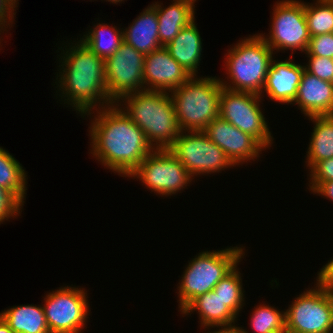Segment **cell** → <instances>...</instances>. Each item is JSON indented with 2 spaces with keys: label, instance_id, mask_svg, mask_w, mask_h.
I'll list each match as a JSON object with an SVG mask.
<instances>
[{
  "label": "cell",
  "instance_id": "18",
  "mask_svg": "<svg viewBox=\"0 0 333 333\" xmlns=\"http://www.w3.org/2000/svg\"><path fill=\"white\" fill-rule=\"evenodd\" d=\"M167 8L153 3L158 17V35L161 46L170 43L190 22L195 19L194 0H173Z\"/></svg>",
  "mask_w": 333,
  "mask_h": 333
},
{
  "label": "cell",
  "instance_id": "8",
  "mask_svg": "<svg viewBox=\"0 0 333 333\" xmlns=\"http://www.w3.org/2000/svg\"><path fill=\"white\" fill-rule=\"evenodd\" d=\"M299 295L285 310L286 328L291 333L333 331V293L316 284Z\"/></svg>",
  "mask_w": 333,
  "mask_h": 333
},
{
  "label": "cell",
  "instance_id": "1",
  "mask_svg": "<svg viewBox=\"0 0 333 333\" xmlns=\"http://www.w3.org/2000/svg\"><path fill=\"white\" fill-rule=\"evenodd\" d=\"M96 111L89 127L90 153L104 167L128 177L154 149L117 103Z\"/></svg>",
  "mask_w": 333,
  "mask_h": 333
},
{
  "label": "cell",
  "instance_id": "9",
  "mask_svg": "<svg viewBox=\"0 0 333 333\" xmlns=\"http://www.w3.org/2000/svg\"><path fill=\"white\" fill-rule=\"evenodd\" d=\"M180 131L179 137L168 148L192 177L216 173L234 167L224 151L203 131ZM185 134V135H184Z\"/></svg>",
  "mask_w": 333,
  "mask_h": 333
},
{
  "label": "cell",
  "instance_id": "41",
  "mask_svg": "<svg viewBox=\"0 0 333 333\" xmlns=\"http://www.w3.org/2000/svg\"><path fill=\"white\" fill-rule=\"evenodd\" d=\"M5 28H6V27L0 22V32L3 31V33H4V31L6 30ZM0 35H1V33H0ZM0 42H1V40H0ZM0 44H1V43H0Z\"/></svg>",
  "mask_w": 333,
  "mask_h": 333
},
{
  "label": "cell",
  "instance_id": "31",
  "mask_svg": "<svg viewBox=\"0 0 333 333\" xmlns=\"http://www.w3.org/2000/svg\"><path fill=\"white\" fill-rule=\"evenodd\" d=\"M23 205L10 191L0 186V224L20 215Z\"/></svg>",
  "mask_w": 333,
  "mask_h": 333
},
{
  "label": "cell",
  "instance_id": "3",
  "mask_svg": "<svg viewBox=\"0 0 333 333\" xmlns=\"http://www.w3.org/2000/svg\"><path fill=\"white\" fill-rule=\"evenodd\" d=\"M120 100L125 101L126 104L123 105L126 107L122 108L123 105L119 102L117 105L142 129L153 149H168L179 137L181 130L168 92L143 90L126 95Z\"/></svg>",
  "mask_w": 333,
  "mask_h": 333
},
{
  "label": "cell",
  "instance_id": "37",
  "mask_svg": "<svg viewBox=\"0 0 333 333\" xmlns=\"http://www.w3.org/2000/svg\"><path fill=\"white\" fill-rule=\"evenodd\" d=\"M227 333H248L242 327H227Z\"/></svg>",
  "mask_w": 333,
  "mask_h": 333
},
{
  "label": "cell",
  "instance_id": "35",
  "mask_svg": "<svg viewBox=\"0 0 333 333\" xmlns=\"http://www.w3.org/2000/svg\"><path fill=\"white\" fill-rule=\"evenodd\" d=\"M314 194L322 195L333 201V180L321 182L313 191Z\"/></svg>",
  "mask_w": 333,
  "mask_h": 333
},
{
  "label": "cell",
  "instance_id": "11",
  "mask_svg": "<svg viewBox=\"0 0 333 333\" xmlns=\"http://www.w3.org/2000/svg\"><path fill=\"white\" fill-rule=\"evenodd\" d=\"M273 7L269 35L261 33L268 46L277 52L286 49L306 52L311 36L305 17L304 2L281 0Z\"/></svg>",
  "mask_w": 333,
  "mask_h": 333
},
{
  "label": "cell",
  "instance_id": "4",
  "mask_svg": "<svg viewBox=\"0 0 333 333\" xmlns=\"http://www.w3.org/2000/svg\"><path fill=\"white\" fill-rule=\"evenodd\" d=\"M272 54L273 50L260 34L242 39L226 54V74L233 86L220 79L222 87L262 96Z\"/></svg>",
  "mask_w": 333,
  "mask_h": 333
},
{
  "label": "cell",
  "instance_id": "19",
  "mask_svg": "<svg viewBox=\"0 0 333 333\" xmlns=\"http://www.w3.org/2000/svg\"><path fill=\"white\" fill-rule=\"evenodd\" d=\"M194 311H198L201 327L207 329L211 327H237L234 323L237 316L224 305L223 300L213 290L193 299L181 313L184 315L190 313L191 315V312Z\"/></svg>",
  "mask_w": 333,
  "mask_h": 333
},
{
  "label": "cell",
  "instance_id": "17",
  "mask_svg": "<svg viewBox=\"0 0 333 333\" xmlns=\"http://www.w3.org/2000/svg\"><path fill=\"white\" fill-rule=\"evenodd\" d=\"M293 103L308 117L333 115V83L304 70Z\"/></svg>",
  "mask_w": 333,
  "mask_h": 333
},
{
  "label": "cell",
  "instance_id": "16",
  "mask_svg": "<svg viewBox=\"0 0 333 333\" xmlns=\"http://www.w3.org/2000/svg\"><path fill=\"white\" fill-rule=\"evenodd\" d=\"M289 60L275 61L272 59L263 87L271 100L293 104L305 67ZM292 61V62H291Z\"/></svg>",
  "mask_w": 333,
  "mask_h": 333
},
{
  "label": "cell",
  "instance_id": "32",
  "mask_svg": "<svg viewBox=\"0 0 333 333\" xmlns=\"http://www.w3.org/2000/svg\"><path fill=\"white\" fill-rule=\"evenodd\" d=\"M310 191L312 192L321 182L333 180V158L318 162L310 171Z\"/></svg>",
  "mask_w": 333,
  "mask_h": 333
},
{
  "label": "cell",
  "instance_id": "42",
  "mask_svg": "<svg viewBox=\"0 0 333 333\" xmlns=\"http://www.w3.org/2000/svg\"><path fill=\"white\" fill-rule=\"evenodd\" d=\"M106 1H110V3L112 2V3H116V4H118V2L120 3V2H122V1H124V0H106Z\"/></svg>",
  "mask_w": 333,
  "mask_h": 333
},
{
  "label": "cell",
  "instance_id": "2",
  "mask_svg": "<svg viewBox=\"0 0 333 333\" xmlns=\"http://www.w3.org/2000/svg\"><path fill=\"white\" fill-rule=\"evenodd\" d=\"M70 47L68 50L65 48L66 53L62 50L64 55L60 56L62 63L59 67L62 66L60 71L63 70L56 78L58 81L60 77L56 85L60 87L59 91L62 89L64 104L74 107L81 116L92 115L91 109H97V106L100 109L114 104L107 93L105 60L81 40Z\"/></svg>",
  "mask_w": 333,
  "mask_h": 333
},
{
  "label": "cell",
  "instance_id": "33",
  "mask_svg": "<svg viewBox=\"0 0 333 333\" xmlns=\"http://www.w3.org/2000/svg\"><path fill=\"white\" fill-rule=\"evenodd\" d=\"M316 281L319 287L333 293V259L321 268Z\"/></svg>",
  "mask_w": 333,
  "mask_h": 333
},
{
  "label": "cell",
  "instance_id": "6",
  "mask_svg": "<svg viewBox=\"0 0 333 333\" xmlns=\"http://www.w3.org/2000/svg\"><path fill=\"white\" fill-rule=\"evenodd\" d=\"M243 250L236 246L213 252L203 251L190 260L178 286L180 311L199 295L212 291L215 285L239 264Z\"/></svg>",
  "mask_w": 333,
  "mask_h": 333
},
{
  "label": "cell",
  "instance_id": "14",
  "mask_svg": "<svg viewBox=\"0 0 333 333\" xmlns=\"http://www.w3.org/2000/svg\"><path fill=\"white\" fill-rule=\"evenodd\" d=\"M236 166L254 160L265 148L250 134L242 132L222 117L214 118L203 130Z\"/></svg>",
  "mask_w": 333,
  "mask_h": 333
},
{
  "label": "cell",
  "instance_id": "30",
  "mask_svg": "<svg viewBox=\"0 0 333 333\" xmlns=\"http://www.w3.org/2000/svg\"><path fill=\"white\" fill-rule=\"evenodd\" d=\"M308 65L305 70L323 81L333 83V59L319 56H307Z\"/></svg>",
  "mask_w": 333,
  "mask_h": 333
},
{
  "label": "cell",
  "instance_id": "20",
  "mask_svg": "<svg viewBox=\"0 0 333 333\" xmlns=\"http://www.w3.org/2000/svg\"><path fill=\"white\" fill-rule=\"evenodd\" d=\"M125 30L123 39L144 55L161 48L158 35V17L156 9L150 5Z\"/></svg>",
  "mask_w": 333,
  "mask_h": 333
},
{
  "label": "cell",
  "instance_id": "39",
  "mask_svg": "<svg viewBox=\"0 0 333 333\" xmlns=\"http://www.w3.org/2000/svg\"><path fill=\"white\" fill-rule=\"evenodd\" d=\"M14 9H16V7H18V0H6Z\"/></svg>",
  "mask_w": 333,
  "mask_h": 333
},
{
  "label": "cell",
  "instance_id": "23",
  "mask_svg": "<svg viewBox=\"0 0 333 333\" xmlns=\"http://www.w3.org/2000/svg\"><path fill=\"white\" fill-rule=\"evenodd\" d=\"M1 313L14 333H50L41 305H18Z\"/></svg>",
  "mask_w": 333,
  "mask_h": 333
},
{
  "label": "cell",
  "instance_id": "5",
  "mask_svg": "<svg viewBox=\"0 0 333 333\" xmlns=\"http://www.w3.org/2000/svg\"><path fill=\"white\" fill-rule=\"evenodd\" d=\"M222 85L215 77L191 76L170 93L181 131H203L219 116Z\"/></svg>",
  "mask_w": 333,
  "mask_h": 333
},
{
  "label": "cell",
  "instance_id": "7",
  "mask_svg": "<svg viewBox=\"0 0 333 333\" xmlns=\"http://www.w3.org/2000/svg\"><path fill=\"white\" fill-rule=\"evenodd\" d=\"M262 97L256 93L232 91L222 87L219 116L242 132L254 137L266 150L273 136L259 107Z\"/></svg>",
  "mask_w": 333,
  "mask_h": 333
},
{
  "label": "cell",
  "instance_id": "10",
  "mask_svg": "<svg viewBox=\"0 0 333 333\" xmlns=\"http://www.w3.org/2000/svg\"><path fill=\"white\" fill-rule=\"evenodd\" d=\"M128 177H137L149 190L167 197L183 190L193 180L168 149H154Z\"/></svg>",
  "mask_w": 333,
  "mask_h": 333
},
{
  "label": "cell",
  "instance_id": "29",
  "mask_svg": "<svg viewBox=\"0 0 333 333\" xmlns=\"http://www.w3.org/2000/svg\"><path fill=\"white\" fill-rule=\"evenodd\" d=\"M305 54L333 59V33L311 37Z\"/></svg>",
  "mask_w": 333,
  "mask_h": 333
},
{
  "label": "cell",
  "instance_id": "24",
  "mask_svg": "<svg viewBox=\"0 0 333 333\" xmlns=\"http://www.w3.org/2000/svg\"><path fill=\"white\" fill-rule=\"evenodd\" d=\"M88 34L80 39L93 53L106 60L111 57L124 42L123 31L105 23L94 25ZM119 29V30H118ZM108 33V35H106ZM109 37V38H108Z\"/></svg>",
  "mask_w": 333,
  "mask_h": 333
},
{
  "label": "cell",
  "instance_id": "21",
  "mask_svg": "<svg viewBox=\"0 0 333 333\" xmlns=\"http://www.w3.org/2000/svg\"><path fill=\"white\" fill-rule=\"evenodd\" d=\"M194 21L195 19L186 27H183L165 48L186 72L196 77L202 57V41Z\"/></svg>",
  "mask_w": 333,
  "mask_h": 333
},
{
  "label": "cell",
  "instance_id": "13",
  "mask_svg": "<svg viewBox=\"0 0 333 333\" xmlns=\"http://www.w3.org/2000/svg\"><path fill=\"white\" fill-rule=\"evenodd\" d=\"M145 55L123 42L120 48L105 60L107 93L113 103L126 95L143 91Z\"/></svg>",
  "mask_w": 333,
  "mask_h": 333
},
{
  "label": "cell",
  "instance_id": "34",
  "mask_svg": "<svg viewBox=\"0 0 333 333\" xmlns=\"http://www.w3.org/2000/svg\"><path fill=\"white\" fill-rule=\"evenodd\" d=\"M14 10L15 9L6 0H0V22L6 28H8V25L10 26L11 24H13L12 23L13 18H14V15H16Z\"/></svg>",
  "mask_w": 333,
  "mask_h": 333
},
{
  "label": "cell",
  "instance_id": "12",
  "mask_svg": "<svg viewBox=\"0 0 333 333\" xmlns=\"http://www.w3.org/2000/svg\"><path fill=\"white\" fill-rule=\"evenodd\" d=\"M84 288L59 287L44 298L42 306L50 333H80L88 319L89 303Z\"/></svg>",
  "mask_w": 333,
  "mask_h": 333
},
{
  "label": "cell",
  "instance_id": "22",
  "mask_svg": "<svg viewBox=\"0 0 333 333\" xmlns=\"http://www.w3.org/2000/svg\"><path fill=\"white\" fill-rule=\"evenodd\" d=\"M315 122L307 152L310 170L320 161L333 158V115L309 116Z\"/></svg>",
  "mask_w": 333,
  "mask_h": 333
},
{
  "label": "cell",
  "instance_id": "25",
  "mask_svg": "<svg viewBox=\"0 0 333 333\" xmlns=\"http://www.w3.org/2000/svg\"><path fill=\"white\" fill-rule=\"evenodd\" d=\"M26 174L18 160L0 147V186L10 191L22 204L27 190Z\"/></svg>",
  "mask_w": 333,
  "mask_h": 333
},
{
  "label": "cell",
  "instance_id": "27",
  "mask_svg": "<svg viewBox=\"0 0 333 333\" xmlns=\"http://www.w3.org/2000/svg\"><path fill=\"white\" fill-rule=\"evenodd\" d=\"M310 36L333 33V0H317L313 5L304 3Z\"/></svg>",
  "mask_w": 333,
  "mask_h": 333
},
{
  "label": "cell",
  "instance_id": "40",
  "mask_svg": "<svg viewBox=\"0 0 333 333\" xmlns=\"http://www.w3.org/2000/svg\"><path fill=\"white\" fill-rule=\"evenodd\" d=\"M275 333H291L286 327L278 332Z\"/></svg>",
  "mask_w": 333,
  "mask_h": 333
},
{
  "label": "cell",
  "instance_id": "15",
  "mask_svg": "<svg viewBox=\"0 0 333 333\" xmlns=\"http://www.w3.org/2000/svg\"><path fill=\"white\" fill-rule=\"evenodd\" d=\"M190 77L191 75L170 55L164 46L144 57L145 90L168 91L170 93L182 86Z\"/></svg>",
  "mask_w": 333,
  "mask_h": 333
},
{
  "label": "cell",
  "instance_id": "28",
  "mask_svg": "<svg viewBox=\"0 0 333 333\" xmlns=\"http://www.w3.org/2000/svg\"><path fill=\"white\" fill-rule=\"evenodd\" d=\"M251 316L254 333H275L286 327L285 311H279L266 304L255 307Z\"/></svg>",
  "mask_w": 333,
  "mask_h": 333
},
{
  "label": "cell",
  "instance_id": "38",
  "mask_svg": "<svg viewBox=\"0 0 333 333\" xmlns=\"http://www.w3.org/2000/svg\"><path fill=\"white\" fill-rule=\"evenodd\" d=\"M209 333H227V327H221V329H218V331L217 330L211 332L209 331Z\"/></svg>",
  "mask_w": 333,
  "mask_h": 333
},
{
  "label": "cell",
  "instance_id": "26",
  "mask_svg": "<svg viewBox=\"0 0 333 333\" xmlns=\"http://www.w3.org/2000/svg\"><path fill=\"white\" fill-rule=\"evenodd\" d=\"M241 273L237 265L224 276L214 287L213 291L223 300L224 305L236 316L244 304V289L242 288Z\"/></svg>",
  "mask_w": 333,
  "mask_h": 333
},
{
  "label": "cell",
  "instance_id": "36",
  "mask_svg": "<svg viewBox=\"0 0 333 333\" xmlns=\"http://www.w3.org/2000/svg\"><path fill=\"white\" fill-rule=\"evenodd\" d=\"M0 333H14L3 319L0 320Z\"/></svg>",
  "mask_w": 333,
  "mask_h": 333
}]
</instances>
